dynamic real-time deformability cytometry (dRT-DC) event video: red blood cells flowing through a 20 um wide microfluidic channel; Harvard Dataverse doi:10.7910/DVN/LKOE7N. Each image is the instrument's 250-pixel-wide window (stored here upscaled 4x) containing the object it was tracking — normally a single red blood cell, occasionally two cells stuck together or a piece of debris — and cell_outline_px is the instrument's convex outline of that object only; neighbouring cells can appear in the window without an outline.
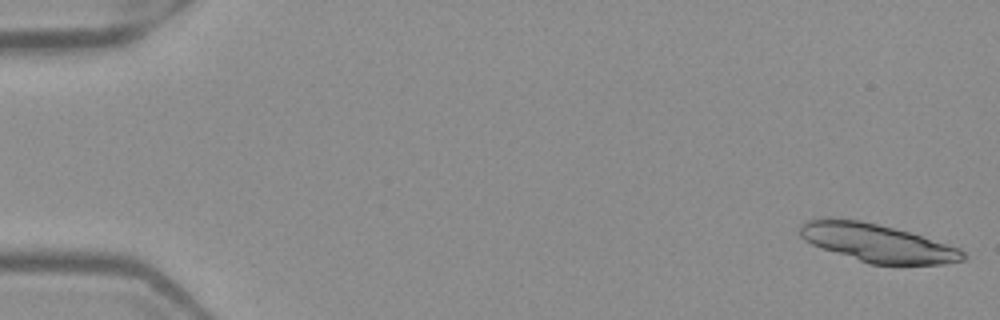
{"species": "Egyptian fruit bat (a non-hibernating species)", "species_latin": "Rousettus aegyptiacus", "temperature_condition": "warm", "stored_images_in_passage": 50, "segment_of_instrument_passage": [1, 2], "camera_frame_rate_fps": 3000, "um_per_image_px": 0.085, "frame": {"image": 1, "passage_image": 1, "time_ms": 0.0, "image_size_px": [1000, 320], "cell_outline_px": [[968, 256], [964, 260], [944, 264], [868, 264], [812, 244], [804, 240], [800, 236], [800, 224], [808, 220], [828, 216], [860, 220], [908, 232], [960, 248]], "centroid_in_image_um": [74.53, 20.63], "position_along_channel_um": 10.5, "area_um2": 36.07}}